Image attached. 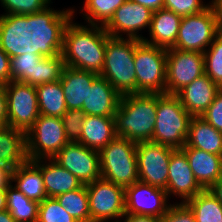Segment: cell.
Instances as JSON below:
<instances>
[{"mask_svg": "<svg viewBox=\"0 0 222 222\" xmlns=\"http://www.w3.org/2000/svg\"><path fill=\"white\" fill-rule=\"evenodd\" d=\"M74 12L46 7L30 15L1 14L0 47L10 58L26 53L57 56L62 53L63 33Z\"/></svg>", "mask_w": 222, "mask_h": 222, "instance_id": "obj_1", "label": "cell"}, {"mask_svg": "<svg viewBox=\"0 0 222 222\" xmlns=\"http://www.w3.org/2000/svg\"><path fill=\"white\" fill-rule=\"evenodd\" d=\"M68 22L63 33L62 57L67 67L101 74L106 41L110 37L101 25L83 26Z\"/></svg>", "mask_w": 222, "mask_h": 222, "instance_id": "obj_2", "label": "cell"}, {"mask_svg": "<svg viewBox=\"0 0 222 222\" xmlns=\"http://www.w3.org/2000/svg\"><path fill=\"white\" fill-rule=\"evenodd\" d=\"M162 94H128L120 98L114 116L116 134L135 143L151 141L156 123L157 99Z\"/></svg>", "mask_w": 222, "mask_h": 222, "instance_id": "obj_3", "label": "cell"}, {"mask_svg": "<svg viewBox=\"0 0 222 222\" xmlns=\"http://www.w3.org/2000/svg\"><path fill=\"white\" fill-rule=\"evenodd\" d=\"M134 38L109 37L106 41L104 65L100 76L105 78L121 95L136 94Z\"/></svg>", "mask_w": 222, "mask_h": 222, "instance_id": "obj_4", "label": "cell"}, {"mask_svg": "<svg viewBox=\"0 0 222 222\" xmlns=\"http://www.w3.org/2000/svg\"><path fill=\"white\" fill-rule=\"evenodd\" d=\"M192 116L176 95L162 94L157 99L156 123L151 142L183 148Z\"/></svg>", "mask_w": 222, "mask_h": 222, "instance_id": "obj_5", "label": "cell"}, {"mask_svg": "<svg viewBox=\"0 0 222 222\" xmlns=\"http://www.w3.org/2000/svg\"><path fill=\"white\" fill-rule=\"evenodd\" d=\"M135 142L117 136L100 153L101 178L130 186L139 180Z\"/></svg>", "mask_w": 222, "mask_h": 222, "instance_id": "obj_6", "label": "cell"}, {"mask_svg": "<svg viewBox=\"0 0 222 222\" xmlns=\"http://www.w3.org/2000/svg\"><path fill=\"white\" fill-rule=\"evenodd\" d=\"M167 49L140 41L135 46L136 94H166Z\"/></svg>", "mask_w": 222, "mask_h": 222, "instance_id": "obj_7", "label": "cell"}, {"mask_svg": "<svg viewBox=\"0 0 222 222\" xmlns=\"http://www.w3.org/2000/svg\"><path fill=\"white\" fill-rule=\"evenodd\" d=\"M69 143L62 119L40 114L26 133L28 160L52 159Z\"/></svg>", "mask_w": 222, "mask_h": 222, "instance_id": "obj_8", "label": "cell"}, {"mask_svg": "<svg viewBox=\"0 0 222 222\" xmlns=\"http://www.w3.org/2000/svg\"><path fill=\"white\" fill-rule=\"evenodd\" d=\"M90 222H108L125 214V188L99 178L86 184Z\"/></svg>", "mask_w": 222, "mask_h": 222, "instance_id": "obj_9", "label": "cell"}, {"mask_svg": "<svg viewBox=\"0 0 222 222\" xmlns=\"http://www.w3.org/2000/svg\"><path fill=\"white\" fill-rule=\"evenodd\" d=\"M7 96V126L27 133L40 115L36 88L23 82L4 85Z\"/></svg>", "mask_w": 222, "mask_h": 222, "instance_id": "obj_10", "label": "cell"}, {"mask_svg": "<svg viewBox=\"0 0 222 222\" xmlns=\"http://www.w3.org/2000/svg\"><path fill=\"white\" fill-rule=\"evenodd\" d=\"M218 33L215 13L209 6L199 14L182 17L173 48L204 53Z\"/></svg>", "mask_w": 222, "mask_h": 222, "instance_id": "obj_11", "label": "cell"}, {"mask_svg": "<svg viewBox=\"0 0 222 222\" xmlns=\"http://www.w3.org/2000/svg\"><path fill=\"white\" fill-rule=\"evenodd\" d=\"M175 148L151 141L136 144L139 181L166 189L169 162Z\"/></svg>", "mask_w": 222, "mask_h": 222, "instance_id": "obj_12", "label": "cell"}, {"mask_svg": "<svg viewBox=\"0 0 222 222\" xmlns=\"http://www.w3.org/2000/svg\"><path fill=\"white\" fill-rule=\"evenodd\" d=\"M166 71V94L176 95L205 74L204 55L194 51L167 49Z\"/></svg>", "mask_w": 222, "mask_h": 222, "instance_id": "obj_13", "label": "cell"}, {"mask_svg": "<svg viewBox=\"0 0 222 222\" xmlns=\"http://www.w3.org/2000/svg\"><path fill=\"white\" fill-rule=\"evenodd\" d=\"M52 159L84 185L101 178L99 151L78 142L67 143Z\"/></svg>", "mask_w": 222, "mask_h": 222, "instance_id": "obj_14", "label": "cell"}, {"mask_svg": "<svg viewBox=\"0 0 222 222\" xmlns=\"http://www.w3.org/2000/svg\"><path fill=\"white\" fill-rule=\"evenodd\" d=\"M166 190L137 181L125 187V214L162 218L170 207Z\"/></svg>", "mask_w": 222, "mask_h": 222, "instance_id": "obj_15", "label": "cell"}, {"mask_svg": "<svg viewBox=\"0 0 222 222\" xmlns=\"http://www.w3.org/2000/svg\"><path fill=\"white\" fill-rule=\"evenodd\" d=\"M153 11L148 7L127 0L124 2L103 26L110 37L122 38L126 33V38H134L142 41L144 37L137 33L143 28H150ZM139 34V35H138Z\"/></svg>", "mask_w": 222, "mask_h": 222, "instance_id": "obj_16", "label": "cell"}, {"mask_svg": "<svg viewBox=\"0 0 222 222\" xmlns=\"http://www.w3.org/2000/svg\"><path fill=\"white\" fill-rule=\"evenodd\" d=\"M165 190L168 197L173 194L183 198L182 203L187 202L204 190L196 180L186 153L181 148H176L172 151Z\"/></svg>", "mask_w": 222, "mask_h": 222, "instance_id": "obj_17", "label": "cell"}, {"mask_svg": "<svg viewBox=\"0 0 222 222\" xmlns=\"http://www.w3.org/2000/svg\"><path fill=\"white\" fill-rule=\"evenodd\" d=\"M219 91L220 86L203 74L181 89L176 96L191 116H201Z\"/></svg>", "mask_w": 222, "mask_h": 222, "instance_id": "obj_18", "label": "cell"}, {"mask_svg": "<svg viewBox=\"0 0 222 222\" xmlns=\"http://www.w3.org/2000/svg\"><path fill=\"white\" fill-rule=\"evenodd\" d=\"M121 95L102 76H98L88 87L86 102L82 110L86 115L114 117L120 102Z\"/></svg>", "mask_w": 222, "mask_h": 222, "instance_id": "obj_19", "label": "cell"}, {"mask_svg": "<svg viewBox=\"0 0 222 222\" xmlns=\"http://www.w3.org/2000/svg\"><path fill=\"white\" fill-rule=\"evenodd\" d=\"M99 75L65 66L60 78V83L64 91L65 102L68 110L82 109L86 102L88 87Z\"/></svg>", "mask_w": 222, "mask_h": 222, "instance_id": "obj_20", "label": "cell"}, {"mask_svg": "<svg viewBox=\"0 0 222 222\" xmlns=\"http://www.w3.org/2000/svg\"><path fill=\"white\" fill-rule=\"evenodd\" d=\"M182 17L171 10L161 8L153 11L149 28L150 40L144 38L146 44L170 49L175 46Z\"/></svg>", "mask_w": 222, "mask_h": 222, "instance_id": "obj_21", "label": "cell"}, {"mask_svg": "<svg viewBox=\"0 0 222 222\" xmlns=\"http://www.w3.org/2000/svg\"><path fill=\"white\" fill-rule=\"evenodd\" d=\"M181 149L186 153L196 180L204 189L222 178V156L193 147Z\"/></svg>", "mask_w": 222, "mask_h": 222, "instance_id": "obj_22", "label": "cell"}, {"mask_svg": "<svg viewBox=\"0 0 222 222\" xmlns=\"http://www.w3.org/2000/svg\"><path fill=\"white\" fill-rule=\"evenodd\" d=\"M44 160L39 159L32 162L41 170L47 197H56L59 194L76 190L83 185L76 176L53 159Z\"/></svg>", "mask_w": 222, "mask_h": 222, "instance_id": "obj_23", "label": "cell"}, {"mask_svg": "<svg viewBox=\"0 0 222 222\" xmlns=\"http://www.w3.org/2000/svg\"><path fill=\"white\" fill-rule=\"evenodd\" d=\"M117 137L115 118L108 116L86 115L78 143L100 151Z\"/></svg>", "mask_w": 222, "mask_h": 222, "instance_id": "obj_24", "label": "cell"}, {"mask_svg": "<svg viewBox=\"0 0 222 222\" xmlns=\"http://www.w3.org/2000/svg\"><path fill=\"white\" fill-rule=\"evenodd\" d=\"M183 147H193L222 156V132L201 116H192L186 144Z\"/></svg>", "mask_w": 222, "mask_h": 222, "instance_id": "obj_25", "label": "cell"}, {"mask_svg": "<svg viewBox=\"0 0 222 222\" xmlns=\"http://www.w3.org/2000/svg\"><path fill=\"white\" fill-rule=\"evenodd\" d=\"M28 160L26 133L10 126L0 127V166L15 169Z\"/></svg>", "mask_w": 222, "mask_h": 222, "instance_id": "obj_26", "label": "cell"}, {"mask_svg": "<svg viewBox=\"0 0 222 222\" xmlns=\"http://www.w3.org/2000/svg\"><path fill=\"white\" fill-rule=\"evenodd\" d=\"M12 182L31 200L40 203L47 197L41 170L30 160L13 169Z\"/></svg>", "mask_w": 222, "mask_h": 222, "instance_id": "obj_27", "label": "cell"}, {"mask_svg": "<svg viewBox=\"0 0 222 222\" xmlns=\"http://www.w3.org/2000/svg\"><path fill=\"white\" fill-rule=\"evenodd\" d=\"M35 88L40 114L61 118L68 111L60 80L44 83Z\"/></svg>", "mask_w": 222, "mask_h": 222, "instance_id": "obj_28", "label": "cell"}, {"mask_svg": "<svg viewBox=\"0 0 222 222\" xmlns=\"http://www.w3.org/2000/svg\"><path fill=\"white\" fill-rule=\"evenodd\" d=\"M7 210L16 222H37L39 202L27 198L13 185L6 189Z\"/></svg>", "mask_w": 222, "mask_h": 222, "instance_id": "obj_29", "label": "cell"}, {"mask_svg": "<svg viewBox=\"0 0 222 222\" xmlns=\"http://www.w3.org/2000/svg\"><path fill=\"white\" fill-rule=\"evenodd\" d=\"M185 204L192 210L196 222H222V205L204 189Z\"/></svg>", "mask_w": 222, "mask_h": 222, "instance_id": "obj_30", "label": "cell"}, {"mask_svg": "<svg viewBox=\"0 0 222 222\" xmlns=\"http://www.w3.org/2000/svg\"><path fill=\"white\" fill-rule=\"evenodd\" d=\"M55 198L77 222H90L89 199L86 185L83 184L76 190L59 194Z\"/></svg>", "mask_w": 222, "mask_h": 222, "instance_id": "obj_31", "label": "cell"}, {"mask_svg": "<svg viewBox=\"0 0 222 222\" xmlns=\"http://www.w3.org/2000/svg\"><path fill=\"white\" fill-rule=\"evenodd\" d=\"M43 58L40 54H21L10 58L11 81L23 82L36 87L37 64Z\"/></svg>", "mask_w": 222, "mask_h": 222, "instance_id": "obj_32", "label": "cell"}, {"mask_svg": "<svg viewBox=\"0 0 222 222\" xmlns=\"http://www.w3.org/2000/svg\"><path fill=\"white\" fill-rule=\"evenodd\" d=\"M127 0H85L83 14L89 25L104 26L114 12ZM98 22V23H97Z\"/></svg>", "mask_w": 222, "mask_h": 222, "instance_id": "obj_33", "label": "cell"}, {"mask_svg": "<svg viewBox=\"0 0 222 222\" xmlns=\"http://www.w3.org/2000/svg\"><path fill=\"white\" fill-rule=\"evenodd\" d=\"M205 74L217 85H222V32H219L203 53Z\"/></svg>", "mask_w": 222, "mask_h": 222, "instance_id": "obj_34", "label": "cell"}, {"mask_svg": "<svg viewBox=\"0 0 222 222\" xmlns=\"http://www.w3.org/2000/svg\"><path fill=\"white\" fill-rule=\"evenodd\" d=\"M64 67L62 54L43 57L37 64L36 87L44 83L60 80Z\"/></svg>", "mask_w": 222, "mask_h": 222, "instance_id": "obj_35", "label": "cell"}, {"mask_svg": "<svg viewBox=\"0 0 222 222\" xmlns=\"http://www.w3.org/2000/svg\"><path fill=\"white\" fill-rule=\"evenodd\" d=\"M37 222H77L55 197H46L39 204Z\"/></svg>", "mask_w": 222, "mask_h": 222, "instance_id": "obj_36", "label": "cell"}, {"mask_svg": "<svg viewBox=\"0 0 222 222\" xmlns=\"http://www.w3.org/2000/svg\"><path fill=\"white\" fill-rule=\"evenodd\" d=\"M5 14L30 15L49 6L51 0H0Z\"/></svg>", "mask_w": 222, "mask_h": 222, "instance_id": "obj_37", "label": "cell"}, {"mask_svg": "<svg viewBox=\"0 0 222 222\" xmlns=\"http://www.w3.org/2000/svg\"><path fill=\"white\" fill-rule=\"evenodd\" d=\"M86 117L82 109L68 110L61 119L69 142H77L82 133V125Z\"/></svg>", "mask_w": 222, "mask_h": 222, "instance_id": "obj_38", "label": "cell"}, {"mask_svg": "<svg viewBox=\"0 0 222 222\" xmlns=\"http://www.w3.org/2000/svg\"><path fill=\"white\" fill-rule=\"evenodd\" d=\"M209 6V4H203L202 0H164V8L181 17L199 14Z\"/></svg>", "mask_w": 222, "mask_h": 222, "instance_id": "obj_39", "label": "cell"}, {"mask_svg": "<svg viewBox=\"0 0 222 222\" xmlns=\"http://www.w3.org/2000/svg\"><path fill=\"white\" fill-rule=\"evenodd\" d=\"M160 222H196L192 210L185 203L170 204Z\"/></svg>", "mask_w": 222, "mask_h": 222, "instance_id": "obj_40", "label": "cell"}, {"mask_svg": "<svg viewBox=\"0 0 222 222\" xmlns=\"http://www.w3.org/2000/svg\"><path fill=\"white\" fill-rule=\"evenodd\" d=\"M201 117L215 129L222 132V91L220 90L212 104L206 109Z\"/></svg>", "mask_w": 222, "mask_h": 222, "instance_id": "obj_41", "label": "cell"}, {"mask_svg": "<svg viewBox=\"0 0 222 222\" xmlns=\"http://www.w3.org/2000/svg\"><path fill=\"white\" fill-rule=\"evenodd\" d=\"M10 57L0 47V82L4 85L11 81Z\"/></svg>", "mask_w": 222, "mask_h": 222, "instance_id": "obj_42", "label": "cell"}, {"mask_svg": "<svg viewBox=\"0 0 222 222\" xmlns=\"http://www.w3.org/2000/svg\"><path fill=\"white\" fill-rule=\"evenodd\" d=\"M13 169L7 166H0V190H6L12 184Z\"/></svg>", "mask_w": 222, "mask_h": 222, "instance_id": "obj_43", "label": "cell"}, {"mask_svg": "<svg viewBox=\"0 0 222 222\" xmlns=\"http://www.w3.org/2000/svg\"><path fill=\"white\" fill-rule=\"evenodd\" d=\"M124 217V222H160V218L146 215L124 214Z\"/></svg>", "mask_w": 222, "mask_h": 222, "instance_id": "obj_44", "label": "cell"}, {"mask_svg": "<svg viewBox=\"0 0 222 222\" xmlns=\"http://www.w3.org/2000/svg\"><path fill=\"white\" fill-rule=\"evenodd\" d=\"M209 4L214 10L218 30L222 32V0H212Z\"/></svg>", "mask_w": 222, "mask_h": 222, "instance_id": "obj_45", "label": "cell"}, {"mask_svg": "<svg viewBox=\"0 0 222 222\" xmlns=\"http://www.w3.org/2000/svg\"><path fill=\"white\" fill-rule=\"evenodd\" d=\"M145 7H148L152 11H157L164 8V0H129Z\"/></svg>", "mask_w": 222, "mask_h": 222, "instance_id": "obj_46", "label": "cell"}, {"mask_svg": "<svg viewBox=\"0 0 222 222\" xmlns=\"http://www.w3.org/2000/svg\"><path fill=\"white\" fill-rule=\"evenodd\" d=\"M208 190L211 194H213L219 203L222 205V178H220L217 182L212 184Z\"/></svg>", "mask_w": 222, "mask_h": 222, "instance_id": "obj_47", "label": "cell"}, {"mask_svg": "<svg viewBox=\"0 0 222 222\" xmlns=\"http://www.w3.org/2000/svg\"><path fill=\"white\" fill-rule=\"evenodd\" d=\"M7 110H8L7 101H0V124L2 126L7 125Z\"/></svg>", "mask_w": 222, "mask_h": 222, "instance_id": "obj_48", "label": "cell"}, {"mask_svg": "<svg viewBox=\"0 0 222 222\" xmlns=\"http://www.w3.org/2000/svg\"><path fill=\"white\" fill-rule=\"evenodd\" d=\"M0 222H16L8 210L0 211Z\"/></svg>", "mask_w": 222, "mask_h": 222, "instance_id": "obj_49", "label": "cell"}, {"mask_svg": "<svg viewBox=\"0 0 222 222\" xmlns=\"http://www.w3.org/2000/svg\"><path fill=\"white\" fill-rule=\"evenodd\" d=\"M7 210L6 190H0V211Z\"/></svg>", "mask_w": 222, "mask_h": 222, "instance_id": "obj_50", "label": "cell"}, {"mask_svg": "<svg viewBox=\"0 0 222 222\" xmlns=\"http://www.w3.org/2000/svg\"><path fill=\"white\" fill-rule=\"evenodd\" d=\"M0 101H7V96L4 90V84L0 82Z\"/></svg>", "mask_w": 222, "mask_h": 222, "instance_id": "obj_51", "label": "cell"}]
</instances>
